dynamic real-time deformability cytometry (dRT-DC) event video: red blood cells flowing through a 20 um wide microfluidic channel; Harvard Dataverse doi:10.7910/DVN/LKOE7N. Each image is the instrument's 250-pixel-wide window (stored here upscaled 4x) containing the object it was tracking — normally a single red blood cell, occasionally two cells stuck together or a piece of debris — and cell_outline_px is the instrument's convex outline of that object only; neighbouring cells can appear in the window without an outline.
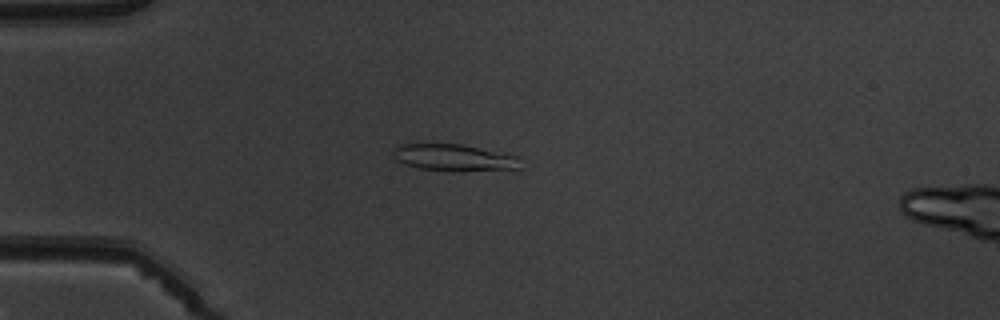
{"species": "common noctule bat (a hibernating species)", "species_latin": "Nyctalus noctula", "temperature_condition": "warm", "stored_images_in_passage": 8, "camera_frame_rate_fps": 3000, "um_per_image_px": 0.085, "animal": {"sex": "male", "body_mass_g": 19.5, "forearm_length_mm": 54.6}, "frame": {"image": 1, "passage_image": 5, "time_ms": 4.667, "image_size_px": [1000, 320], "cell_outline_px": [[520, 168], [460, 172], [452, 172], [420, 168], [404, 164], [396, 160], [392, 156], [392, 148], [396, 144], [460, 144], [516, 156]], "centroid_in_image_um": [38.47, 13.41], "position_along_channel_um": 46.5, "area_um2": 19.88}}
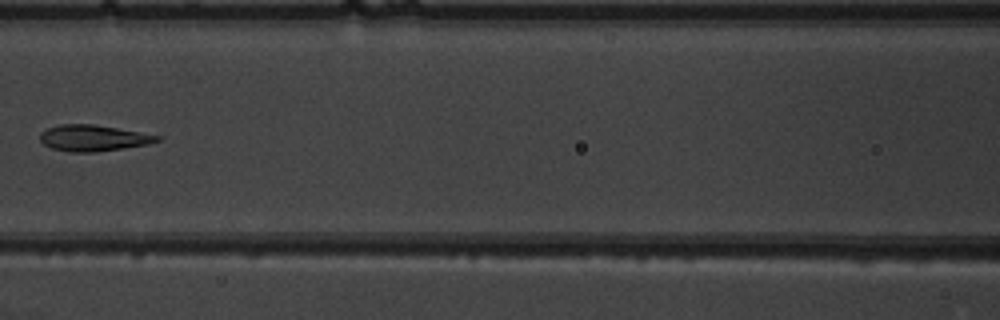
{"frame": {"image": 2, "passage_image": 8, "time_ms": 8.0, "image_size_px": [1000, 320], "cell_outline_px": [[160, 140], [148, 144], [124, 148], [96, 152], [68, 152], [52, 148], [44, 144], [40, 140], [40, 132], [48, 128], [60, 124], [92, 124], [116, 128], [160, 136]], "centroid_in_image_um": [7.89, 11.74], "position_along_channel_um": 158.7, "area_um2": 17.69}}